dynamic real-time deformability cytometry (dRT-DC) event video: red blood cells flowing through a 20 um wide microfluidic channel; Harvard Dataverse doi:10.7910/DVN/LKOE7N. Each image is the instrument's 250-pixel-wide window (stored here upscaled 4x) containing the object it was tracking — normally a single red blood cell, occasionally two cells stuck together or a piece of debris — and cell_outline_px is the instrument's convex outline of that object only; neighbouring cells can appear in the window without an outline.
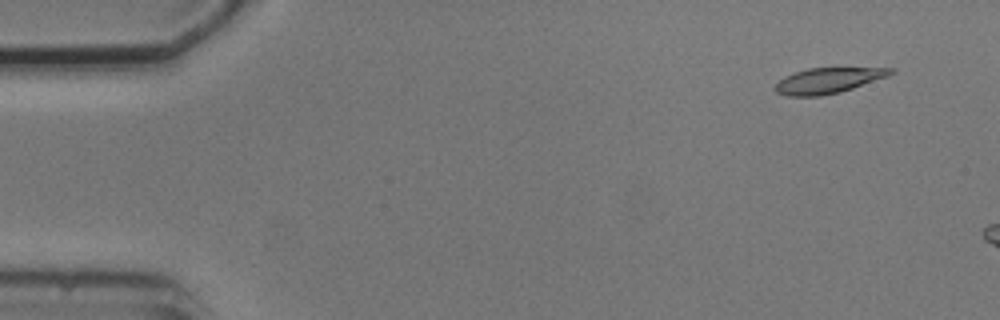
{"species": "common noctule bat (a hibernating species)", "species_latin": "Nyctalus noctula", "temperature_condition": "cold", "stored_images_in_passage": 4, "camera_frame_rate_fps": 3000, "um_per_image_px": 0.085, "animal": {"sex": "male", "body_mass_g": 20.5, "forearm_length_mm": 52.5}, "frame": {"image": 1, "passage_image": 2, "time_ms": 1.0, "image_size_px": [1000, 320], "cell_outline_px": [[896, 72], [888, 76], [840, 92], [820, 96], [788, 96], [776, 92], [772, 88], [784, 76], [808, 68], [896, 68]], "centroid_in_image_um": [70.38, 6.84], "position_along_channel_um": 14.6, "area_um2": 17.11}}